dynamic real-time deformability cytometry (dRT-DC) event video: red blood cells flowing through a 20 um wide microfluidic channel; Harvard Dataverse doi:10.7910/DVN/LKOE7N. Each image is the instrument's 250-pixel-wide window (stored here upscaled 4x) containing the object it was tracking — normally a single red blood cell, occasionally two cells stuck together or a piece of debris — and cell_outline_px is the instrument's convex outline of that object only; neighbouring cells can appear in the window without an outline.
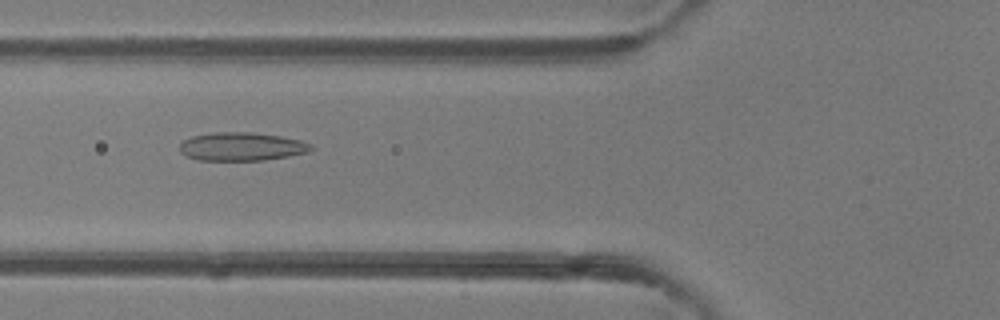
{"species": "common noctule bat (a hibernating species)", "species_latin": "Nyctalus noctula", "temperature_condition": "room temperature", "stored_images_in_passage": 42, "camera_frame_rate_fps": 3000, "um_per_image_px": 0.085, "animal": {"sex": "female"}, "frame": {"image": 1, "passage_image": 13, "time_ms": 4.0, "image_size_px": [1000, 320], "cell_outline_px": [[316, 148], [308, 152], [288, 156], [264, 160], [196, 160], [184, 156], [180, 152], [180, 144], [184, 140], [192, 136], [216, 132], [248, 132], [280, 136], [300, 140], [312, 144]], "centroid_in_image_um": [20.54, 12.46], "position_along_channel_um": 105.3, "area_um2": 21.79}}
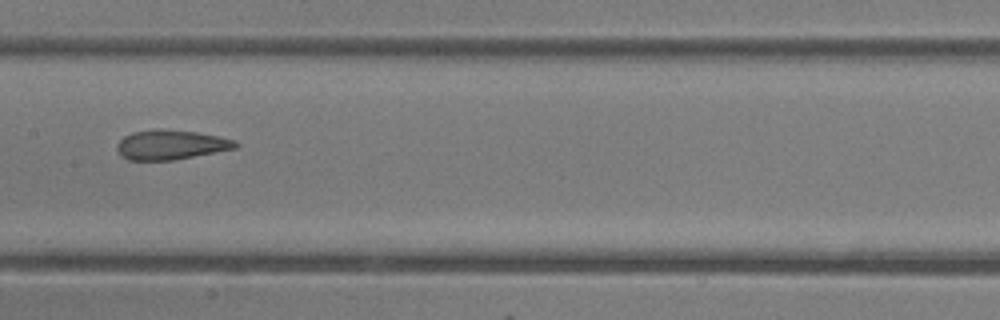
{"frame": {"image": 2, "passage_image": 19, "time_ms": 6.0, "image_size_px": [1000, 320], "cell_outline_px": [[240, 144], [236, 148], [172, 160], [128, 160], [120, 156], [116, 148], [116, 144], [124, 136], [132, 132], [160, 128], [196, 132], [236, 140]], "centroid_in_image_um": [14.48, 12.3], "position_along_channel_um": 192.9, "area_um2": 20.46}}
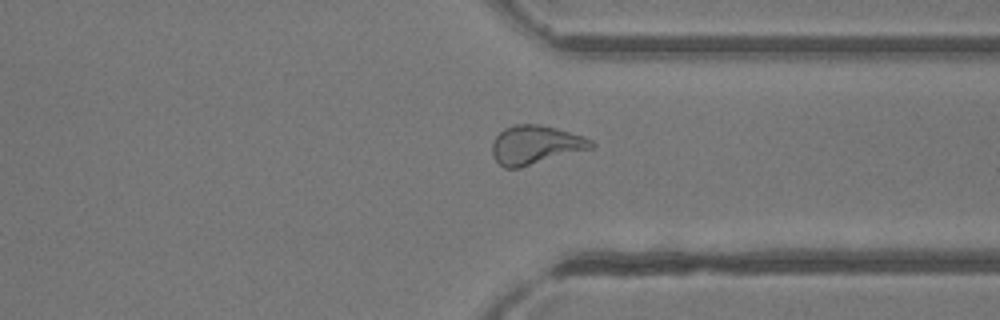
{"frame": {"image": 3, "passage_image": 31, "time_ms": 10.0, "image_size_px": [1000, 320], "cell_outline_px": [[596, 144], [592, 148], [520, 168], [504, 168], [492, 156], [492, 144], [496, 136], [504, 128], [512, 124], [540, 124], [556, 128], [584, 136], [592, 140]], "centroid_in_image_um": [45.51, 12.31], "position_along_channel_um": 365.9, "area_um2": 22.48}, "authors_computed_cell_mechanics": {"area_um2": 22.3686, "velocity_mm_per_s": 4.3492, "shape_relaxation_time_tau1_ms": null, "shape_relaxation_time_tau2_ms": 1.4832, "deformation_change_tau1": null, "deformation_change_tau2": 0.096}}